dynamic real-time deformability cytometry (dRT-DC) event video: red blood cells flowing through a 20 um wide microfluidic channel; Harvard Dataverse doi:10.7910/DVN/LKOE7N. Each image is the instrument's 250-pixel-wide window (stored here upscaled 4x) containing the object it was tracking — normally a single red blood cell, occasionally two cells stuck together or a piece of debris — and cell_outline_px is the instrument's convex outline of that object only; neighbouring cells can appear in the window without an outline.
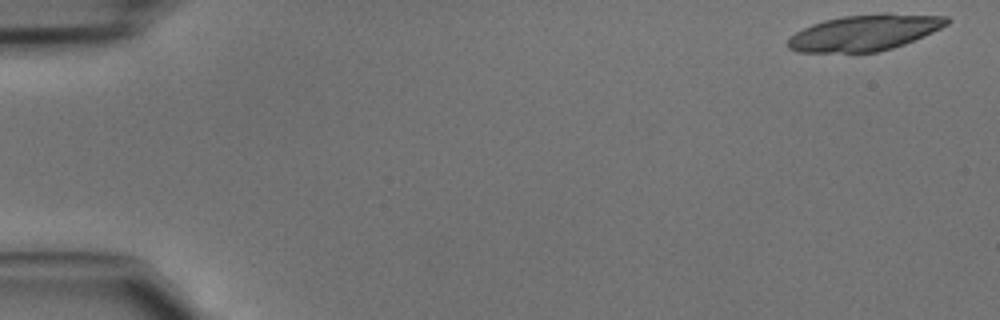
{"species": "common noctule bat (a hibernating species)", "species_latin": "Nyctalus noctula", "temperature_condition": "cold", "stored_images_in_passage": 45, "camera_frame_rate_fps": 3000, "um_per_image_px": 0.085, "animal": {"sex": "male", "body_mass_g": 15.6}, "frame": {"image": 1, "passage_image": 1, "time_ms": 0.0, "image_size_px": [1000, 320], "cell_outline_px": [[948, 24], [924, 36], [904, 44], [892, 48], [876, 52], [800, 52], [788, 48], [788, 40], [796, 32], [812, 24], [824, 20], [844, 16], [884, 12], [888, 12], [948, 16]], "centroid_in_image_um": [73.53, 2.76], "position_along_channel_um": 11.5, "area_um2": 33.35}}